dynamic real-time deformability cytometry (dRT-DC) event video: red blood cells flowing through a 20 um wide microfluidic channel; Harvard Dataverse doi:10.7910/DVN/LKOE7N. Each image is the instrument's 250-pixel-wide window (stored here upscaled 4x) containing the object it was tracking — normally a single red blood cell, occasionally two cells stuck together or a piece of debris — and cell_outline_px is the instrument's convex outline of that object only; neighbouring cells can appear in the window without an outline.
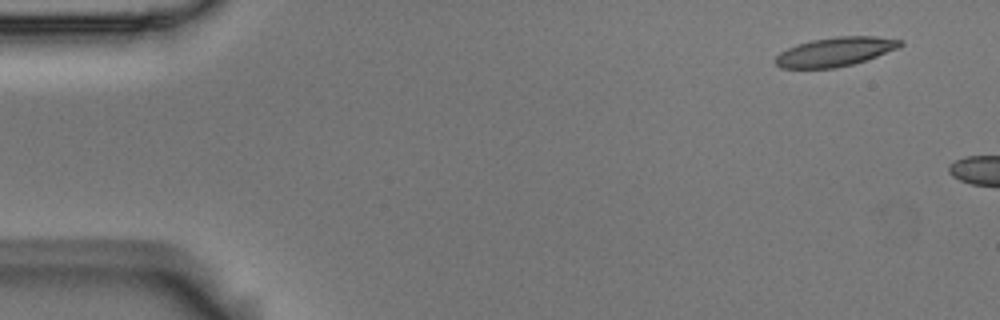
{"species": "Egyptian fruit bat (a non-hibernating species)", "species_latin": "Rousettus aegyptiacus", "temperature_condition": "room temperature", "stored_images_in_passage": 4, "camera_frame_rate_fps": 3000, "um_per_image_px": 0.085, "animal": {"sex": "male"}, "frame": {"image": 1, "passage_image": 1, "time_ms": 0.0, "image_size_px": [1000, 320], "cell_outline_px": [[904, 44], [900, 48], [852, 64], [836, 68], [780, 68], [776, 64], [776, 56], [780, 52], [796, 44], [812, 40], [836, 36], [876, 36], [904, 40]], "centroid_in_image_um": [71.03, 4.39], "position_along_channel_um": 14.0, "area_um2": 21.15}}